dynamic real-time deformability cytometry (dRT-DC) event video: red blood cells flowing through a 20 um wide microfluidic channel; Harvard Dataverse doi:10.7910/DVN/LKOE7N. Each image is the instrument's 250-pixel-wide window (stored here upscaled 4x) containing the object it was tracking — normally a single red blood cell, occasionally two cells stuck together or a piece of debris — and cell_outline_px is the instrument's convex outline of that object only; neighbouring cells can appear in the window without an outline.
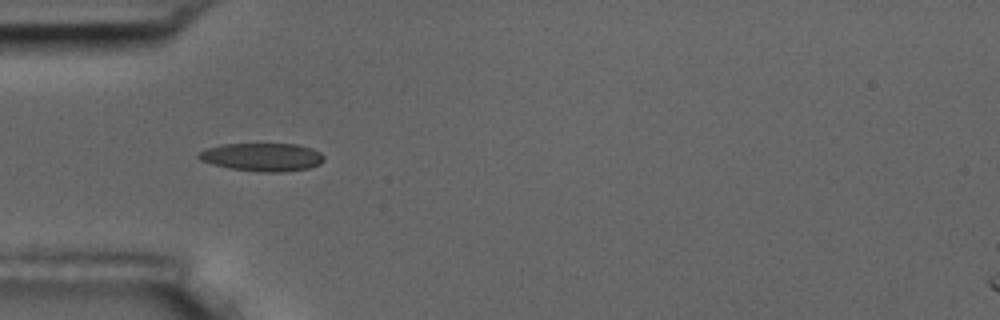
{"species": "common noctule bat (a hibernating species)", "species_latin": "Nyctalus noctula", "temperature_condition": "room temperature", "stored_images_in_passage": 2, "camera_frame_rate_fps": 3000, "um_per_image_px": 0.085, "animal": {"sex": "male", "body_mass_g": 17.5, "forearm_length_mm": 52.3}, "frame": {"image": 1, "passage_image": 1, "time_ms": 0.0, "image_size_px": [1000, 320], "cell_outline_px": [[324, 160], [320, 164], [308, 168], [280, 172], [264, 172], [228, 168], [212, 164], [200, 160], [196, 156], [200, 152], [208, 148], [224, 144], [296, 144], [312, 148], [320, 152], [324, 156]], "centroid_in_image_um": [22.3, 13.35], "position_along_channel_um": 62.7, "area_um2": 20.46}}